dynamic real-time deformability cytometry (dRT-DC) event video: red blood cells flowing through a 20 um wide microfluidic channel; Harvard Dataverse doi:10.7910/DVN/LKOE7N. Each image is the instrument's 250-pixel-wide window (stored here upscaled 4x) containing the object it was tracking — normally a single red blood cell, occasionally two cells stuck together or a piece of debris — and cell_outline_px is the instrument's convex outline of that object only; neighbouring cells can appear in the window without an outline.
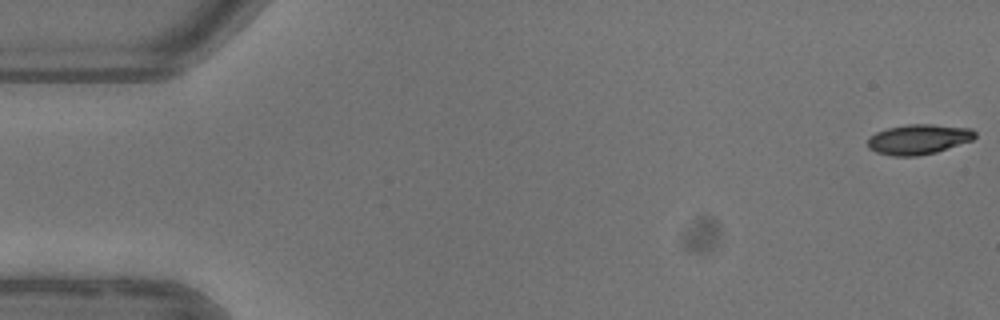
{"species": "common noctule bat (a hibernating species)", "species_latin": "Nyctalus noctula", "temperature_condition": "warm", "stored_images_in_passage": 5, "camera_frame_rate_fps": 3000, "um_per_image_px": 0.085, "animal": {"sex": "female"}, "frame": {"image": 1, "passage_image": 1, "time_ms": 0.0, "image_size_px": [1000, 320], "cell_outline_px": [[976, 136], [972, 140], [936, 152], [916, 156], [892, 156], [876, 152], [868, 148], [868, 136], [876, 132], [888, 128], [908, 124], [932, 124], [972, 128], [976, 132]], "centroid_in_image_um": [78.07, 11.83], "position_along_channel_um": 6.9, "area_um2": 18.84}}
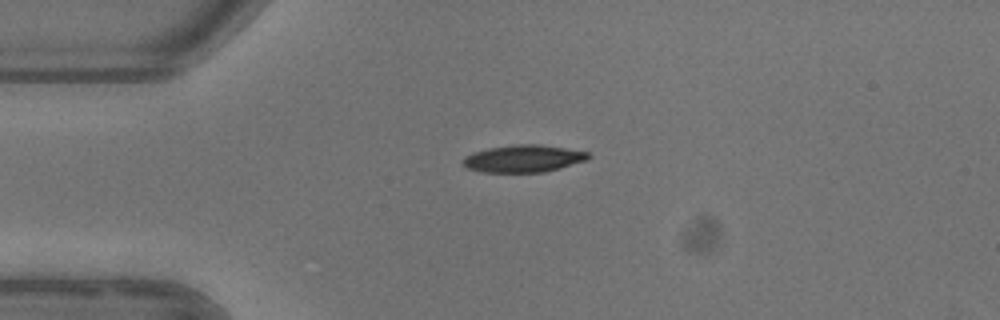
{"frame": {"image": 2, "passage_image": 4, "time_ms": 4.0, "image_size_px": [1000, 320], "cell_outline_px": [[592, 156], [588, 160], [560, 168], [544, 172], [480, 172], [468, 168], [460, 160], [464, 156], [472, 152], [488, 148], [516, 144], [540, 144], [588, 152]], "centroid_in_image_um": [44.48, 13.48], "position_along_channel_um": 40.5, "area_um2": 20.06}}